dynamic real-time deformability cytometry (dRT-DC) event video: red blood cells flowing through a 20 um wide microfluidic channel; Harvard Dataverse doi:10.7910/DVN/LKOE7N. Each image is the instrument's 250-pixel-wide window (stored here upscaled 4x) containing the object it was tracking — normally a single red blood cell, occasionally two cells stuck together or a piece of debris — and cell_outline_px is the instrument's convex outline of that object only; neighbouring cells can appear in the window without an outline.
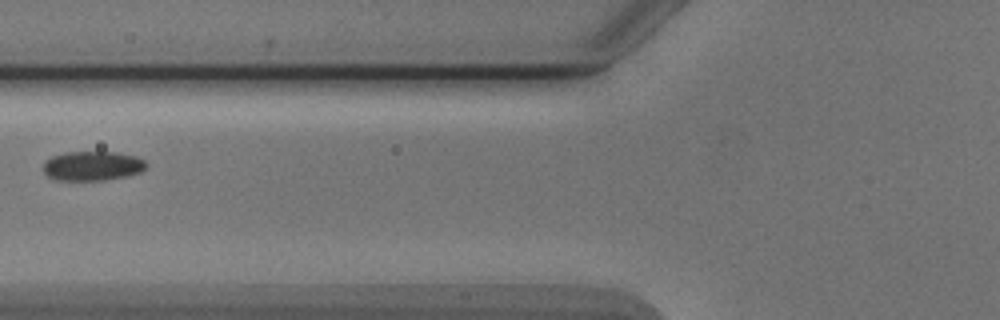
{"species": "Egyptian fruit bat (a non-hibernating species)", "species_latin": "Rousettus aegyptiacus", "temperature_condition": "cold", "stored_images_in_passage": 6, "camera_frame_rate_fps": 3000, "um_per_image_px": 0.085, "animal": {"sex": "male"}, "frame": {"image": 1, "passage_image": 4, "time_ms": 4.667, "image_size_px": [1000, 320], "cell_outline_px": [[148, 164], [140, 172], [124, 176], [104, 180], [56, 180], [48, 176], [44, 172], [44, 160], [52, 156], [64, 152], [116, 152], [136, 156], [144, 160]], "centroid_in_image_um": [7.84, 14.09], "position_along_channel_um": 118.0, "area_um2": 17.63}}
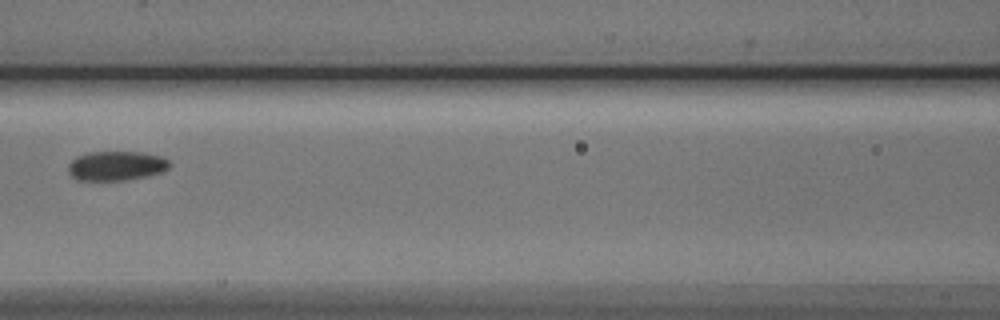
{"frame": {"image": 2, "passage_image": 5, "time_ms": 5.667, "image_size_px": [1000, 320], "cell_outline_px": [[172, 164], [168, 168], [160, 172], [148, 176], [124, 180], [76, 180], [68, 172], [68, 164], [76, 156], [88, 152], [140, 152], [164, 156]], "centroid_in_image_um": [9.88, 14.09], "position_along_channel_um": 156.7, "area_um2": 17.51}}
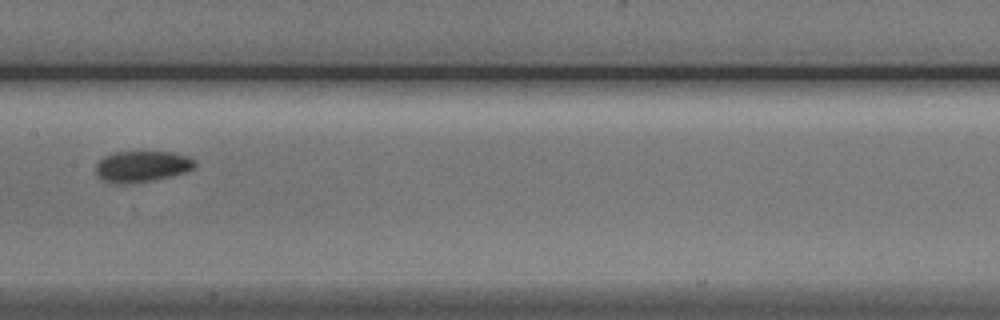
{"frame": {"image": 3, "passage_image": 6, "time_ms": 6.667, "image_size_px": [1000, 320], "cell_outline_px": [[196, 164], [192, 168], [184, 172], [172, 176], [152, 180], [120, 184], [116, 184], [104, 180], [96, 172], [96, 164], [104, 156], [116, 152], [172, 152], [188, 156], [196, 160]], "centroid_in_image_um": [12.08, 14.13], "position_along_channel_um": 195.3, "area_um2": 17.74}}